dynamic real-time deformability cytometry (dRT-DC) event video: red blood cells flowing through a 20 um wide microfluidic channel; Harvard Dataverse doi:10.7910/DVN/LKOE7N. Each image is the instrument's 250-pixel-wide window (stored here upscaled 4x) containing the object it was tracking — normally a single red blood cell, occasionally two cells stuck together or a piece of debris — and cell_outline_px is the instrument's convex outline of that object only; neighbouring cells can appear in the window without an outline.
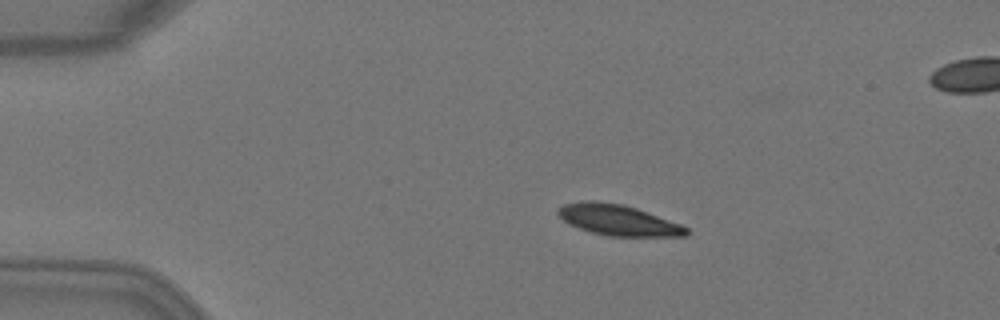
{"species": "Egyptian fruit bat (a non-hibernating species)", "species_latin": "Rousettus aegyptiacus", "temperature_condition": "warm", "stored_images_in_passage": 4, "camera_frame_rate_fps": 3000, "um_per_image_px": 0.085, "animal": {"sex": "female"}, "frame": {"image": 1, "passage_image": 2, "time_ms": 0.333, "image_size_px": [1000, 320], "cell_outline_px": [[688, 236], [608, 236], [592, 232], [580, 228], [564, 220], [556, 212], [556, 208], [564, 204], [584, 200], [596, 200], [624, 204], [636, 208], [680, 224], [688, 228]], "centroid_in_image_um": [52.53, 18.69], "position_along_channel_um": 32.5, "area_um2": 22.89}}